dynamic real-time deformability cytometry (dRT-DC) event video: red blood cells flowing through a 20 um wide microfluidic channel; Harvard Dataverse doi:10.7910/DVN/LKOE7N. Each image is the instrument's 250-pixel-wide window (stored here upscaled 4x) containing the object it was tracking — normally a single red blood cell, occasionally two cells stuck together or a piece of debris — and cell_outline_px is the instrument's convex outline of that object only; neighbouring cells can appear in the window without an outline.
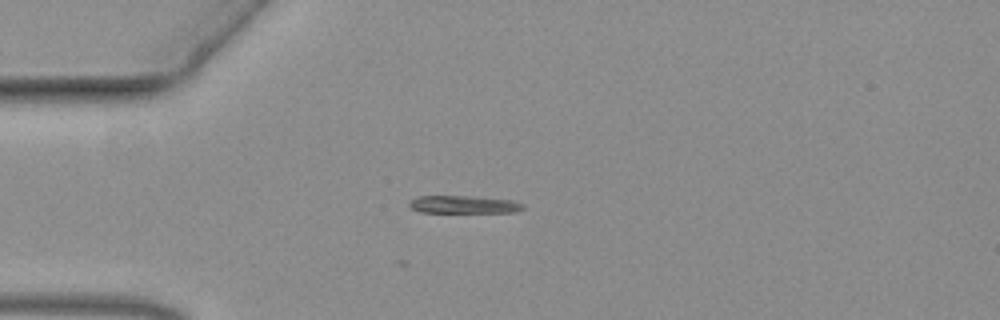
{"species": "common noctule bat (a hibernating species)", "species_latin": "Nyctalus noctula", "temperature_condition": "warm", "stored_images_in_passage": 2, "camera_frame_rate_fps": 3000, "um_per_image_px": 0.085, "animal": {"sex": "female", "body_mass_g": 19.3, "forearm_length_mm": 54.1}, "frame": {"image": 1, "passage_image": 2, "time_ms": 0.333, "image_size_px": [1000, 320], "cell_outline_px": [[524, 208], [516, 212], [420, 212], [412, 208], [408, 204], [416, 196], [476, 196], [512, 200], [524, 204]], "centroid_in_image_um": [39.44, 17.38], "position_along_channel_um": 45.6, "area_um2": 11.73}}